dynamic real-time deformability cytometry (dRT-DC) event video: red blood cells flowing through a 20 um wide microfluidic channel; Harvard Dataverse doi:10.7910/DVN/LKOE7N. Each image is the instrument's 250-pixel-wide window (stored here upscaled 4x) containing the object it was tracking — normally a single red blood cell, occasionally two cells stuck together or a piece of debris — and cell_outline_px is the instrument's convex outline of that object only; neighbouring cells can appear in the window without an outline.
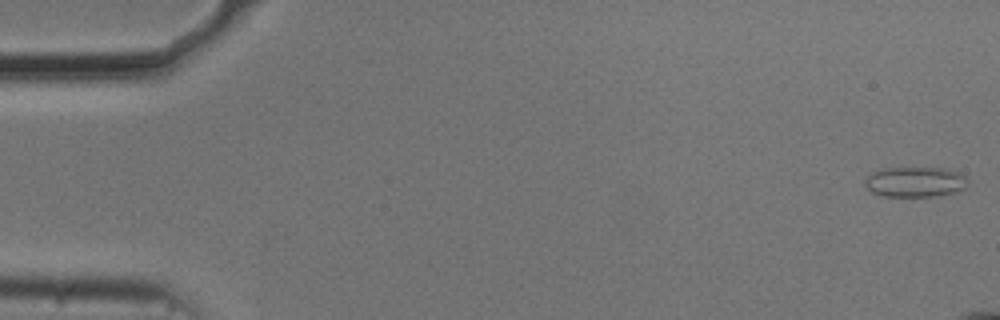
{"species": "common noctule bat (a hibernating species)", "species_latin": "Nyctalus noctula", "temperature_condition": "cold", "stored_images_in_passage": 15, "camera_frame_rate_fps": 3000, "um_per_image_px": 0.085, "animal": {"sex": "male", "body_mass_g": 20.5, "forearm_length_mm": 52.5}, "frame": {"image": 1, "passage_image": 1, "time_ms": 0.0, "image_size_px": [1000, 320], "cell_outline_px": [[968, 188], [956, 192], [940, 196], [884, 196], [872, 192], [864, 184], [864, 180], [872, 172], [884, 168], [948, 168], [960, 172], [968, 180]], "centroid_in_image_um": [77.85, 15.46], "position_along_channel_um": 7.2, "area_um2": 18.38}}